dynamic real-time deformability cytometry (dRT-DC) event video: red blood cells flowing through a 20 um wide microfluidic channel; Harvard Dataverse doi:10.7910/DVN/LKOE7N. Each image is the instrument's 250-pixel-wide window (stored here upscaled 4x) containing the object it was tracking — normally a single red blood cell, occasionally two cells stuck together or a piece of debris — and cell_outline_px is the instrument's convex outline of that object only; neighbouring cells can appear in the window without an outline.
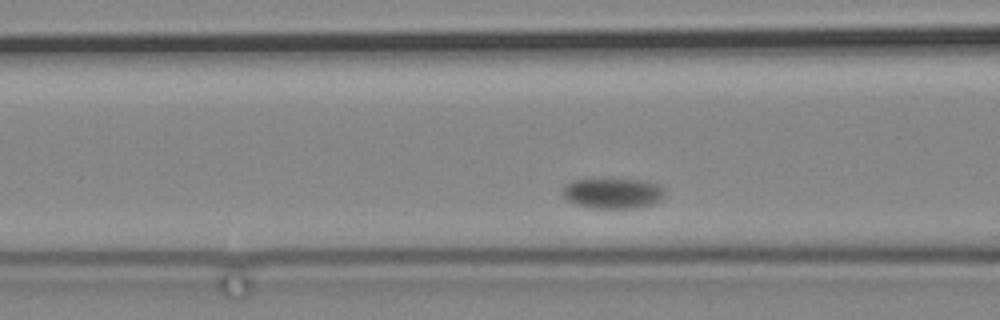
{"species": "common noctule bat (a hibernating species)", "species_latin": "Nyctalus noctula", "temperature_condition": "cold", "stored_images_in_passage": 40, "camera_frame_rate_fps": 3000, "um_per_image_px": 0.085, "animal": {"sex": "male", "body_mass_g": 19.2, "forearm_length_mm": 51.8}, "frame": {"image": 1, "passage_image": 7, "time_ms": 2.0, "image_size_px": [1000, 320], "cell_outline_px": [[664, 196], [656, 204], [640, 208], [592, 208], [576, 204], [568, 200], [564, 196], [564, 188], [572, 180], [648, 180], [660, 184], [664, 188]], "centroid_in_image_um": [52.2, 16.44], "position_along_channel_um": 114.4, "area_um2": 18.09}}
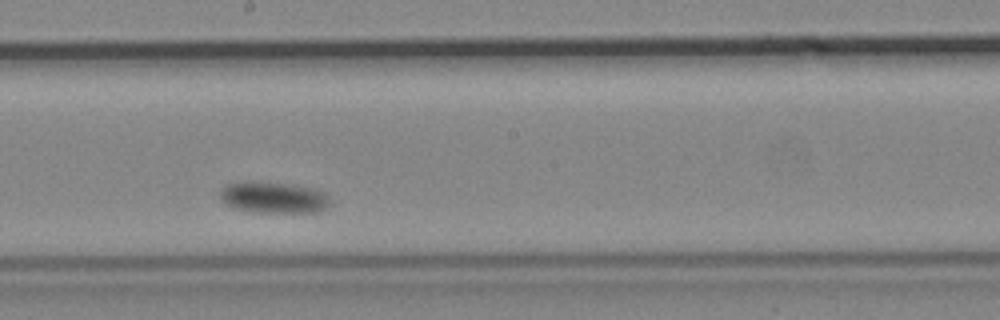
{"frame": {"image": 2, "passage_image": 19, "time_ms": 6.0, "image_size_px": [1000, 320], "cell_outline_px": [[332, 200], [328, 208], [320, 212], [252, 212], [232, 208], [220, 200], [220, 192], [228, 184], [244, 180], [292, 184], [316, 188], [324, 192]], "centroid_in_image_um": [23.29, 16.78], "position_along_channel_um": 224.9, "area_um2": 20.63}}
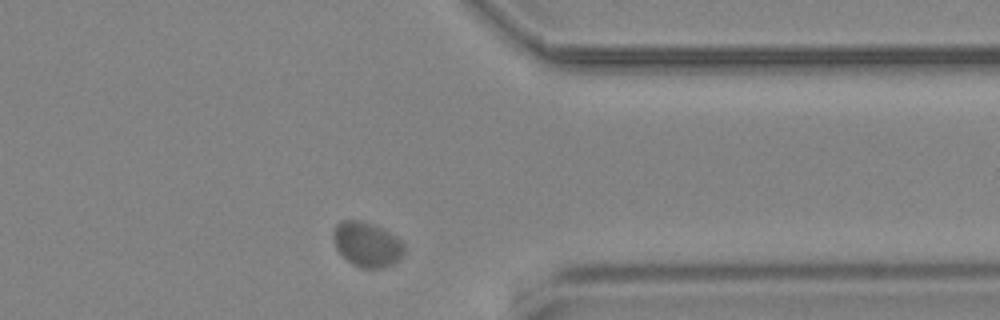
{"frame": {"image": 3, "passage_image": 36, "time_ms": 11.667, "image_size_px": [1000, 320], "cell_outline_px": [[404, 252], [392, 264], [384, 268], [360, 268], [352, 264], [336, 248], [332, 236], [336, 224], [340, 220], [360, 220], [372, 224], [396, 236], [404, 244]], "centroid_in_image_um": [31.17, 20.77], "position_along_channel_um": 380.2, "area_um2": 18.32}}